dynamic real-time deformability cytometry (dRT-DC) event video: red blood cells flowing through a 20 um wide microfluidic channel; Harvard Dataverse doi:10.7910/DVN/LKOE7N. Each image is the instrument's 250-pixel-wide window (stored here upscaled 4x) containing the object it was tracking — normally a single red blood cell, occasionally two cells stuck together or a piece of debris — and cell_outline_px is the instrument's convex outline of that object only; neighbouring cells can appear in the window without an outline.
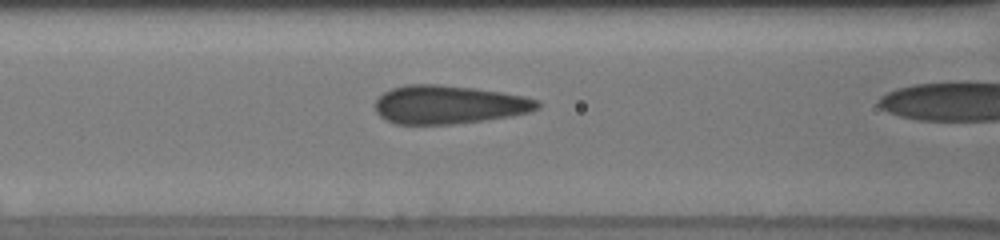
{"species": "human", "species_latin": "Homo sapiens", "temperature_condition": "cold", "stored_images_in_passage": 23, "camera_frame_rate_fps": 3000, "um_per_image_px": 0.085, "donor": {"sex": "male"}, "frame": {"image": 1, "passage_image": 22, "time_ms": 7.0, "image_size_px": [1000, 240], "cell_outline_px": [[540, 108], [528, 112], [512, 116], [452, 124], [396, 124], [380, 116], [376, 112], [376, 100], [384, 92], [392, 88], [404, 84], [436, 84], [472, 88], [500, 92], [524, 96], [540, 100]], "centroid_in_image_um": [38.16, 8.89], "position_along_channel_um": 128.4, "area_um2": 36.24}}